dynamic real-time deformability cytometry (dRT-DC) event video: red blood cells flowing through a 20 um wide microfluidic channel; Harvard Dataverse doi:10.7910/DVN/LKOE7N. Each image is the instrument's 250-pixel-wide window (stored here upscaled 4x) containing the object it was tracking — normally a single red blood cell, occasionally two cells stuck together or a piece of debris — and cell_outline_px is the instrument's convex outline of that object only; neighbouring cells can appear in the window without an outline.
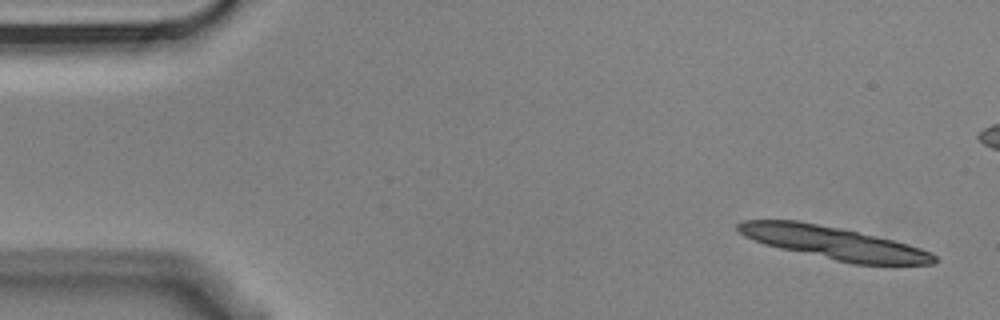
{"species": "Egyptian fruit bat (a non-hibernating species)", "species_latin": "Rousettus aegyptiacus", "temperature_condition": "cold", "stored_images_in_passage": 5, "camera_frame_rate_fps": 3000, "um_per_image_px": 0.085, "animal": {"sex": "male"}, "frame": {"image": 1, "passage_image": 1, "time_ms": 0.0, "image_size_px": [1000, 320], "cell_outline_px": [[940, 260], [936, 264], [852, 264], [780, 248], [764, 244], [752, 240], [744, 236], [736, 228], [736, 224], [744, 220], [800, 220], [840, 228], [876, 236], [908, 244], [932, 252]], "centroid_in_image_um": [70.87, 20.64], "position_along_channel_um": 14.1, "area_um2": 37.34}}